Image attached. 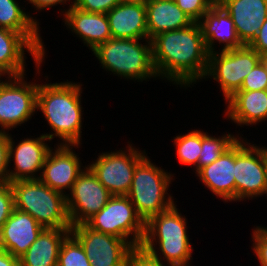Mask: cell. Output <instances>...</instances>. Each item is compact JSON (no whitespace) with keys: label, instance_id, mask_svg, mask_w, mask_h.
<instances>
[{"label":"cell","instance_id":"obj_13","mask_svg":"<svg viewBox=\"0 0 267 266\" xmlns=\"http://www.w3.org/2000/svg\"><path fill=\"white\" fill-rule=\"evenodd\" d=\"M111 196L92 170L85 166L69 194H66L71 226L85 223L106 205Z\"/></svg>","mask_w":267,"mask_h":266},{"label":"cell","instance_id":"obj_31","mask_svg":"<svg viewBox=\"0 0 267 266\" xmlns=\"http://www.w3.org/2000/svg\"><path fill=\"white\" fill-rule=\"evenodd\" d=\"M267 90V71L260 61L245 77L239 91Z\"/></svg>","mask_w":267,"mask_h":266},{"label":"cell","instance_id":"obj_41","mask_svg":"<svg viewBox=\"0 0 267 266\" xmlns=\"http://www.w3.org/2000/svg\"><path fill=\"white\" fill-rule=\"evenodd\" d=\"M264 159L266 164V175H267V147L264 146Z\"/></svg>","mask_w":267,"mask_h":266},{"label":"cell","instance_id":"obj_21","mask_svg":"<svg viewBox=\"0 0 267 266\" xmlns=\"http://www.w3.org/2000/svg\"><path fill=\"white\" fill-rule=\"evenodd\" d=\"M67 29L80 37L84 45L92 51L97 45L112 38L109 20L104 13L85 12L74 5L68 9H60Z\"/></svg>","mask_w":267,"mask_h":266},{"label":"cell","instance_id":"obj_7","mask_svg":"<svg viewBox=\"0 0 267 266\" xmlns=\"http://www.w3.org/2000/svg\"><path fill=\"white\" fill-rule=\"evenodd\" d=\"M85 224L95 231L126 240L134 249L140 248L145 235V222L126 195H112Z\"/></svg>","mask_w":267,"mask_h":266},{"label":"cell","instance_id":"obj_19","mask_svg":"<svg viewBox=\"0 0 267 266\" xmlns=\"http://www.w3.org/2000/svg\"><path fill=\"white\" fill-rule=\"evenodd\" d=\"M43 229L30 214L14 208L0 229V249L20 258Z\"/></svg>","mask_w":267,"mask_h":266},{"label":"cell","instance_id":"obj_40","mask_svg":"<svg viewBox=\"0 0 267 266\" xmlns=\"http://www.w3.org/2000/svg\"><path fill=\"white\" fill-rule=\"evenodd\" d=\"M261 62H262V64L265 66L266 71H267V53L261 55Z\"/></svg>","mask_w":267,"mask_h":266},{"label":"cell","instance_id":"obj_8","mask_svg":"<svg viewBox=\"0 0 267 266\" xmlns=\"http://www.w3.org/2000/svg\"><path fill=\"white\" fill-rule=\"evenodd\" d=\"M260 61L261 55L249 45L220 53L217 50L208 55V67L203 79L217 81L226 101L240 90L245 77Z\"/></svg>","mask_w":267,"mask_h":266},{"label":"cell","instance_id":"obj_36","mask_svg":"<svg viewBox=\"0 0 267 266\" xmlns=\"http://www.w3.org/2000/svg\"><path fill=\"white\" fill-rule=\"evenodd\" d=\"M8 144L9 132L0 131V183L8 182Z\"/></svg>","mask_w":267,"mask_h":266},{"label":"cell","instance_id":"obj_20","mask_svg":"<svg viewBox=\"0 0 267 266\" xmlns=\"http://www.w3.org/2000/svg\"><path fill=\"white\" fill-rule=\"evenodd\" d=\"M202 31L205 47L209 54L216 52V42L222 44L220 51H227L242 47L239 40L233 19L216 1L204 16L198 21Z\"/></svg>","mask_w":267,"mask_h":266},{"label":"cell","instance_id":"obj_1","mask_svg":"<svg viewBox=\"0 0 267 266\" xmlns=\"http://www.w3.org/2000/svg\"><path fill=\"white\" fill-rule=\"evenodd\" d=\"M151 46L158 77L181 88L190 87L204 78L209 53L198 22L154 36Z\"/></svg>","mask_w":267,"mask_h":266},{"label":"cell","instance_id":"obj_28","mask_svg":"<svg viewBox=\"0 0 267 266\" xmlns=\"http://www.w3.org/2000/svg\"><path fill=\"white\" fill-rule=\"evenodd\" d=\"M173 138L179 162L183 165L196 167L201 153V131L192 130L187 134H180Z\"/></svg>","mask_w":267,"mask_h":266},{"label":"cell","instance_id":"obj_34","mask_svg":"<svg viewBox=\"0 0 267 266\" xmlns=\"http://www.w3.org/2000/svg\"><path fill=\"white\" fill-rule=\"evenodd\" d=\"M122 0H75L74 6L85 12L107 14Z\"/></svg>","mask_w":267,"mask_h":266},{"label":"cell","instance_id":"obj_9","mask_svg":"<svg viewBox=\"0 0 267 266\" xmlns=\"http://www.w3.org/2000/svg\"><path fill=\"white\" fill-rule=\"evenodd\" d=\"M242 136L235 142V201L267 196L264 146L248 143ZM255 145V146H254Z\"/></svg>","mask_w":267,"mask_h":266},{"label":"cell","instance_id":"obj_42","mask_svg":"<svg viewBox=\"0 0 267 266\" xmlns=\"http://www.w3.org/2000/svg\"><path fill=\"white\" fill-rule=\"evenodd\" d=\"M1 76L4 77V75L0 72V81H1V79L3 78V77H1Z\"/></svg>","mask_w":267,"mask_h":266},{"label":"cell","instance_id":"obj_37","mask_svg":"<svg viewBox=\"0 0 267 266\" xmlns=\"http://www.w3.org/2000/svg\"><path fill=\"white\" fill-rule=\"evenodd\" d=\"M249 46L253 48L259 55L267 53V19L260 27L257 36L249 44Z\"/></svg>","mask_w":267,"mask_h":266},{"label":"cell","instance_id":"obj_27","mask_svg":"<svg viewBox=\"0 0 267 266\" xmlns=\"http://www.w3.org/2000/svg\"><path fill=\"white\" fill-rule=\"evenodd\" d=\"M228 132L221 137L210 136L207 132L201 131V153L195 167L197 172L200 168L210 165L216 161L227 149H229L240 137Z\"/></svg>","mask_w":267,"mask_h":266},{"label":"cell","instance_id":"obj_6","mask_svg":"<svg viewBox=\"0 0 267 266\" xmlns=\"http://www.w3.org/2000/svg\"><path fill=\"white\" fill-rule=\"evenodd\" d=\"M173 175L153 164L147 155L137 163L126 196L145 223L152 216L166 211L175 204L173 196L167 192L172 180L174 181Z\"/></svg>","mask_w":267,"mask_h":266},{"label":"cell","instance_id":"obj_4","mask_svg":"<svg viewBox=\"0 0 267 266\" xmlns=\"http://www.w3.org/2000/svg\"><path fill=\"white\" fill-rule=\"evenodd\" d=\"M140 41L146 43L142 44ZM92 52L102 69L118 77L138 82L158 77L150 39L111 38L97 45Z\"/></svg>","mask_w":267,"mask_h":266},{"label":"cell","instance_id":"obj_25","mask_svg":"<svg viewBox=\"0 0 267 266\" xmlns=\"http://www.w3.org/2000/svg\"><path fill=\"white\" fill-rule=\"evenodd\" d=\"M70 229L44 228L19 258L20 266H57L61 245Z\"/></svg>","mask_w":267,"mask_h":266},{"label":"cell","instance_id":"obj_5","mask_svg":"<svg viewBox=\"0 0 267 266\" xmlns=\"http://www.w3.org/2000/svg\"><path fill=\"white\" fill-rule=\"evenodd\" d=\"M14 208L30 214L44 228L71 229L66 195L39 179L10 182Z\"/></svg>","mask_w":267,"mask_h":266},{"label":"cell","instance_id":"obj_32","mask_svg":"<svg viewBox=\"0 0 267 266\" xmlns=\"http://www.w3.org/2000/svg\"><path fill=\"white\" fill-rule=\"evenodd\" d=\"M253 251L261 266H267V227L257 226L252 234Z\"/></svg>","mask_w":267,"mask_h":266},{"label":"cell","instance_id":"obj_23","mask_svg":"<svg viewBox=\"0 0 267 266\" xmlns=\"http://www.w3.org/2000/svg\"><path fill=\"white\" fill-rule=\"evenodd\" d=\"M225 118L238 126L256 125L267 120V90L237 91L228 98Z\"/></svg>","mask_w":267,"mask_h":266},{"label":"cell","instance_id":"obj_30","mask_svg":"<svg viewBox=\"0 0 267 266\" xmlns=\"http://www.w3.org/2000/svg\"><path fill=\"white\" fill-rule=\"evenodd\" d=\"M193 22H198L216 0H174Z\"/></svg>","mask_w":267,"mask_h":266},{"label":"cell","instance_id":"obj_38","mask_svg":"<svg viewBox=\"0 0 267 266\" xmlns=\"http://www.w3.org/2000/svg\"><path fill=\"white\" fill-rule=\"evenodd\" d=\"M26 1H29V3H31L32 6L35 7L36 10L38 11L39 10L42 11L48 8L50 9L51 7L53 6L55 7L59 4L63 5V4H66L68 1L69 3H71V4H68L69 8L75 4V0H73V2L72 0L71 1L70 0H26Z\"/></svg>","mask_w":267,"mask_h":266},{"label":"cell","instance_id":"obj_24","mask_svg":"<svg viewBox=\"0 0 267 266\" xmlns=\"http://www.w3.org/2000/svg\"><path fill=\"white\" fill-rule=\"evenodd\" d=\"M148 37L186 28L194 22L174 0H145Z\"/></svg>","mask_w":267,"mask_h":266},{"label":"cell","instance_id":"obj_16","mask_svg":"<svg viewBox=\"0 0 267 266\" xmlns=\"http://www.w3.org/2000/svg\"><path fill=\"white\" fill-rule=\"evenodd\" d=\"M30 53L40 74L44 56L20 33L0 27V72L7 76H20L25 73L26 56Z\"/></svg>","mask_w":267,"mask_h":266},{"label":"cell","instance_id":"obj_11","mask_svg":"<svg viewBox=\"0 0 267 266\" xmlns=\"http://www.w3.org/2000/svg\"><path fill=\"white\" fill-rule=\"evenodd\" d=\"M127 150L102 152L87 165L111 195H127L137 163L147 154L128 144Z\"/></svg>","mask_w":267,"mask_h":266},{"label":"cell","instance_id":"obj_3","mask_svg":"<svg viewBox=\"0 0 267 266\" xmlns=\"http://www.w3.org/2000/svg\"><path fill=\"white\" fill-rule=\"evenodd\" d=\"M178 211L174 204L152 216L145 223V235L140 248L158 261L165 260L170 266H190L193 246L187 233V219ZM155 245L159 246L158 249ZM158 251L161 252L158 254Z\"/></svg>","mask_w":267,"mask_h":266},{"label":"cell","instance_id":"obj_2","mask_svg":"<svg viewBox=\"0 0 267 266\" xmlns=\"http://www.w3.org/2000/svg\"><path fill=\"white\" fill-rule=\"evenodd\" d=\"M82 84L71 81L39 84L36 110L46 118L52 134H44L50 141L59 137L64 145H81L83 107ZM63 141V142H62Z\"/></svg>","mask_w":267,"mask_h":266},{"label":"cell","instance_id":"obj_26","mask_svg":"<svg viewBox=\"0 0 267 266\" xmlns=\"http://www.w3.org/2000/svg\"><path fill=\"white\" fill-rule=\"evenodd\" d=\"M23 10L16 0H0V27L22 34L45 57L37 17L34 19Z\"/></svg>","mask_w":267,"mask_h":266},{"label":"cell","instance_id":"obj_15","mask_svg":"<svg viewBox=\"0 0 267 266\" xmlns=\"http://www.w3.org/2000/svg\"><path fill=\"white\" fill-rule=\"evenodd\" d=\"M56 145L47 154L39 180L51 189L66 195L65 190L71 191L76 179L84 171L81 169L84 166H81L83 164L80 157L72 150L81 145Z\"/></svg>","mask_w":267,"mask_h":266},{"label":"cell","instance_id":"obj_39","mask_svg":"<svg viewBox=\"0 0 267 266\" xmlns=\"http://www.w3.org/2000/svg\"><path fill=\"white\" fill-rule=\"evenodd\" d=\"M0 266H20V259L0 249Z\"/></svg>","mask_w":267,"mask_h":266},{"label":"cell","instance_id":"obj_29","mask_svg":"<svg viewBox=\"0 0 267 266\" xmlns=\"http://www.w3.org/2000/svg\"><path fill=\"white\" fill-rule=\"evenodd\" d=\"M57 266H91L82 245L71 233L61 245Z\"/></svg>","mask_w":267,"mask_h":266},{"label":"cell","instance_id":"obj_10","mask_svg":"<svg viewBox=\"0 0 267 266\" xmlns=\"http://www.w3.org/2000/svg\"><path fill=\"white\" fill-rule=\"evenodd\" d=\"M25 75L5 76L0 81V131L21 126L37 112L39 83L25 81Z\"/></svg>","mask_w":267,"mask_h":266},{"label":"cell","instance_id":"obj_33","mask_svg":"<svg viewBox=\"0 0 267 266\" xmlns=\"http://www.w3.org/2000/svg\"><path fill=\"white\" fill-rule=\"evenodd\" d=\"M14 210V197L10 183H0V229Z\"/></svg>","mask_w":267,"mask_h":266},{"label":"cell","instance_id":"obj_12","mask_svg":"<svg viewBox=\"0 0 267 266\" xmlns=\"http://www.w3.org/2000/svg\"><path fill=\"white\" fill-rule=\"evenodd\" d=\"M70 233L82 245L91 266H127L134 250L126 240L95 231L85 223L72 226Z\"/></svg>","mask_w":267,"mask_h":266},{"label":"cell","instance_id":"obj_18","mask_svg":"<svg viewBox=\"0 0 267 266\" xmlns=\"http://www.w3.org/2000/svg\"><path fill=\"white\" fill-rule=\"evenodd\" d=\"M233 19L237 36L249 45L267 19V0H216Z\"/></svg>","mask_w":267,"mask_h":266},{"label":"cell","instance_id":"obj_22","mask_svg":"<svg viewBox=\"0 0 267 266\" xmlns=\"http://www.w3.org/2000/svg\"><path fill=\"white\" fill-rule=\"evenodd\" d=\"M195 174L222 201H235V143L216 161L200 168Z\"/></svg>","mask_w":267,"mask_h":266},{"label":"cell","instance_id":"obj_14","mask_svg":"<svg viewBox=\"0 0 267 266\" xmlns=\"http://www.w3.org/2000/svg\"><path fill=\"white\" fill-rule=\"evenodd\" d=\"M45 141L50 142V140L44 134H41L36 138H24L22 141H19L16 146L13 137L11 134H9L8 183L18 180L39 179V171L41 174L44 161L49 150L52 148L45 143ZM11 161H14L13 170H10Z\"/></svg>","mask_w":267,"mask_h":266},{"label":"cell","instance_id":"obj_17","mask_svg":"<svg viewBox=\"0 0 267 266\" xmlns=\"http://www.w3.org/2000/svg\"><path fill=\"white\" fill-rule=\"evenodd\" d=\"M106 15L112 38L149 39L145 0H122Z\"/></svg>","mask_w":267,"mask_h":266},{"label":"cell","instance_id":"obj_35","mask_svg":"<svg viewBox=\"0 0 267 266\" xmlns=\"http://www.w3.org/2000/svg\"><path fill=\"white\" fill-rule=\"evenodd\" d=\"M127 266H167V264L152 258L141 248H135L128 257Z\"/></svg>","mask_w":267,"mask_h":266}]
</instances>
